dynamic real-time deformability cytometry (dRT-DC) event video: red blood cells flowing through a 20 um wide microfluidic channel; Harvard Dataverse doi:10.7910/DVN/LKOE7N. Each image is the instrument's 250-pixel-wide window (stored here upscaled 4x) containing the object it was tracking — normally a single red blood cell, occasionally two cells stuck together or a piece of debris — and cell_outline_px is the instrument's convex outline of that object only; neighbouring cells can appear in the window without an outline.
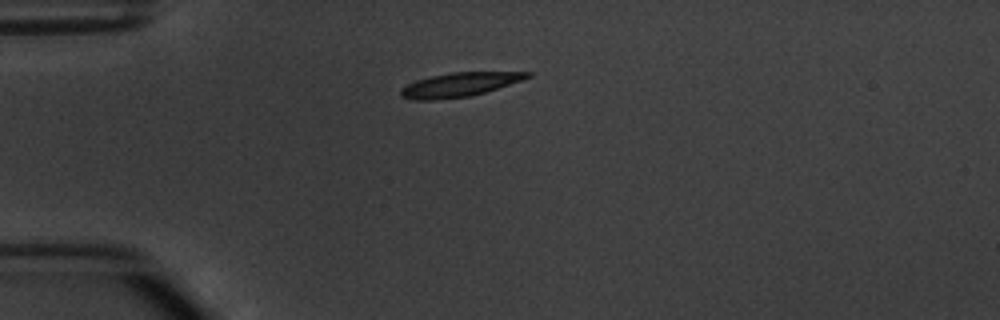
{"species": "common noctule bat (a hibernating species)", "species_latin": "Nyctalus noctula", "temperature_condition": "warm", "stored_images_in_passage": 2, "camera_frame_rate_fps": 3000, "um_per_image_px": 0.085, "animal": {"sex": "male", "body_mass_g": 20.1, "forearm_length_mm": 53.5}, "frame": {"image": 1, "passage_image": 1, "time_ms": 0.0, "image_size_px": [1000, 320], "cell_outline_px": [[532, 76], [472, 96], [436, 100], [416, 100], [400, 96], [400, 88], [416, 80], [432, 76], [452, 72], [532, 72]], "centroid_in_image_um": [39.0, 7.2], "position_along_channel_um": 46.0, "area_um2": 17.51}}